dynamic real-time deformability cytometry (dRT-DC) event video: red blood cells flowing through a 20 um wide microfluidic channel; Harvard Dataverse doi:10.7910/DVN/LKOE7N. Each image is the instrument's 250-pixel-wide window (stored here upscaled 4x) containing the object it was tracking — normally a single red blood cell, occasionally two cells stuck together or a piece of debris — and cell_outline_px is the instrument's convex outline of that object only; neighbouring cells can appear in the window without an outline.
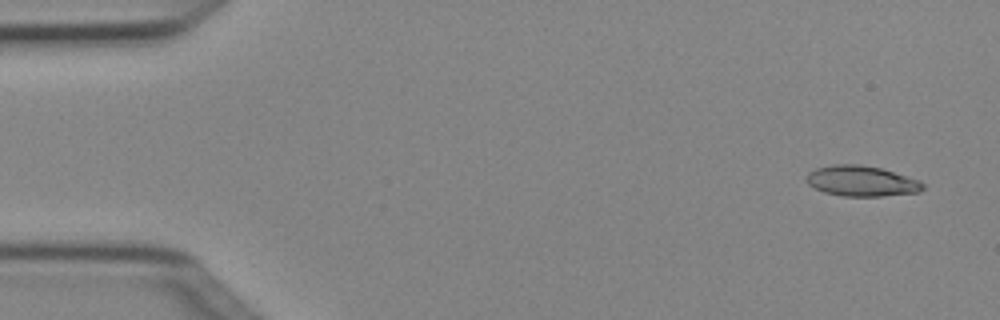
{"species": "Egyptian fruit bat (a non-hibernating species)", "species_latin": "Rousettus aegyptiacus", "temperature_condition": "cold", "stored_images_in_passage": 4, "camera_frame_rate_fps": 3000, "um_per_image_px": 0.085, "animal": {"sex": "female"}, "frame": {"image": 1, "passage_image": 1, "time_ms": 0.0, "image_size_px": [1000, 320], "cell_outline_px": [[924, 188], [920, 192], [880, 196], [840, 196], [824, 192], [808, 184], [804, 180], [804, 176], [808, 172], [816, 168], [832, 164], [860, 164], [880, 168], [920, 180], [924, 184]], "centroid_in_image_um": [73.19, 15.38], "position_along_channel_um": 11.8, "area_um2": 20.87}}
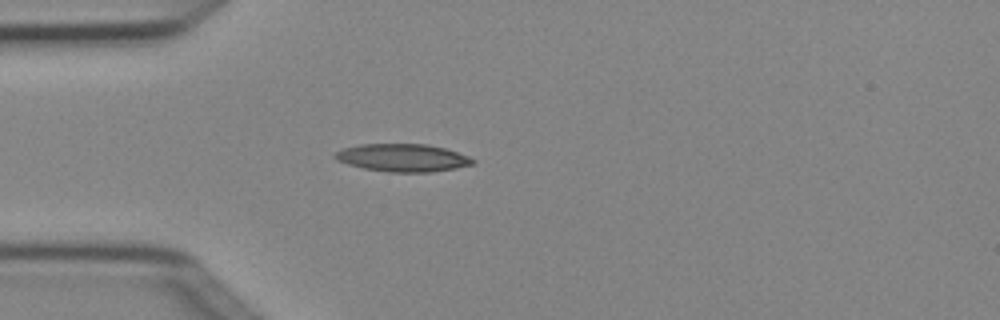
{"frame": {"image": 2, "passage_image": 4, "time_ms": 1.0, "image_size_px": [1000, 320], "cell_outline_px": [[476, 160], [472, 164], [456, 168], [432, 172], [388, 172], [364, 168], [348, 164], [336, 160], [332, 156], [336, 152], [344, 148], [360, 144], [428, 144], [444, 148], [468, 156]], "centroid_in_image_um": [34.21, 13.41], "position_along_channel_um": 50.8, "area_um2": 22.2}}